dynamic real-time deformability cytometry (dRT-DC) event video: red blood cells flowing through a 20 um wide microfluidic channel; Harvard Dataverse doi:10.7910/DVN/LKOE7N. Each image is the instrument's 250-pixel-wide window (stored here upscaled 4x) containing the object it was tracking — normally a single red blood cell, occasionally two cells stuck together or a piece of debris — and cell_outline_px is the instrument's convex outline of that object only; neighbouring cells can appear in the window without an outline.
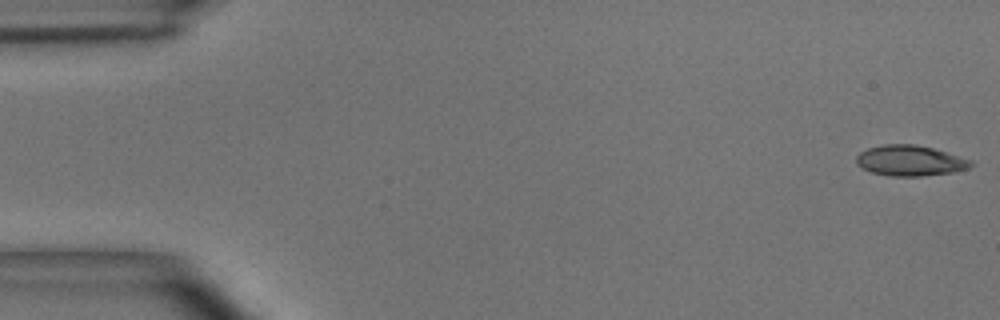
{"species": "common noctule bat (a hibernating species)", "species_latin": "Nyctalus noctula", "temperature_condition": "room temperature", "stored_images_in_passage": 49, "camera_frame_rate_fps": 3000, "um_per_image_px": 0.085, "animal": {"sex": "male", "body_mass_g": 15.6}, "frame": {"image": 1, "passage_image": 1, "time_ms": 0.0, "image_size_px": [1000, 320], "cell_outline_px": [[972, 164], [968, 168], [952, 172], [920, 176], [888, 176], [872, 172], [856, 164], [856, 156], [860, 152], [868, 148], [884, 144], [916, 144], [932, 148], [972, 160]], "centroid_in_image_um": [77.33, 13.65], "position_along_channel_um": 7.7, "area_um2": 20.23}}
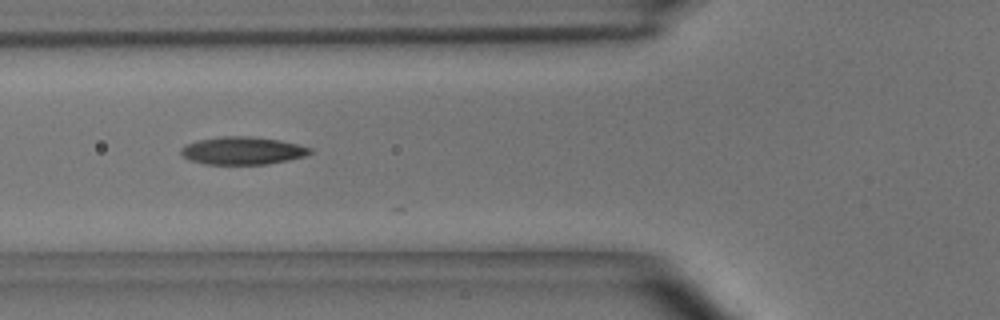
{"frame": {"image": 2, "passage_image": 20, "time_ms": 6.333, "image_size_px": [1000, 320], "cell_outline_px": [[312, 152], [304, 156], [288, 160], [268, 164], [204, 164], [188, 160], [180, 152], [180, 148], [196, 140], [220, 136], [252, 136], [280, 140], [312, 148]], "centroid_in_image_um": [20.59, 12.8], "position_along_channel_um": 105.2, "area_um2": 20.92}}
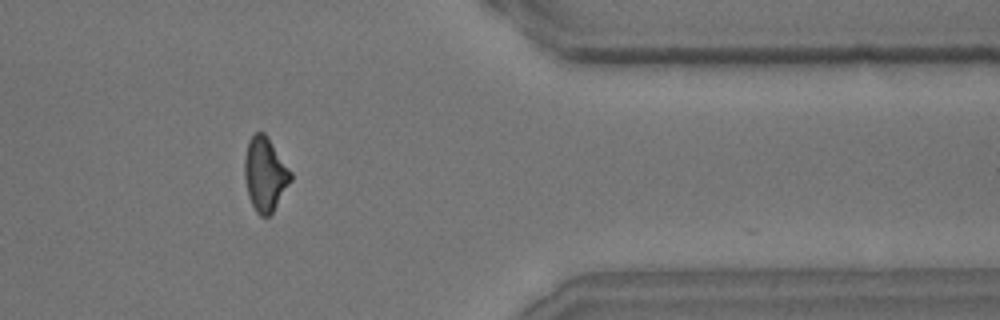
{"frame": {"image": 3, "passage_image": 45, "time_ms": 14.667, "image_size_px": [1000, 320], "cell_outline_px": [[292, 180], [272, 212], [268, 216], [260, 216], [256, 212], [248, 196], [244, 176], [244, 160], [248, 140], [256, 132], [264, 132], [268, 136], [292, 172]], "centroid_in_image_um": [22.53, 14.78], "position_along_channel_um": 388.9, "area_um2": 19.94}, "authors_computed_cell_mechanics": {"area_um2": 20.0566, "velocity_mm_per_s": 3.6381, "shape_relaxation_time_tau1_ms": 5.0434, "shape_relaxation_time_tau2_ms": 3.2805, "deformation_change_tau1": 0.1518, "deformation_change_tau2": 0.1002}}